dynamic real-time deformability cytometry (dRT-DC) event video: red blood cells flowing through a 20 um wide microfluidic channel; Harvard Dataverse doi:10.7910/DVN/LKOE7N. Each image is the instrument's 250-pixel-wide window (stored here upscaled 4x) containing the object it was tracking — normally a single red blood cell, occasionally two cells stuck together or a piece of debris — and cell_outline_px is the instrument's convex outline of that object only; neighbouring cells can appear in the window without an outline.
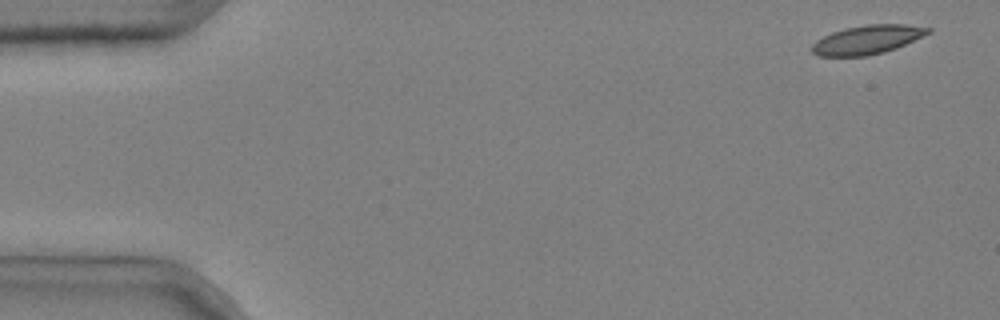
{"species": "common noctule bat (a hibernating species)", "species_latin": "Nyctalus noctula", "temperature_condition": "cold", "stored_images_in_passage": 6, "camera_frame_rate_fps": 3000, "um_per_image_px": 0.085, "animal": {"sex": "male", "body_mass_g": 20.4}, "frame": {"image": 1, "passage_image": 1, "time_ms": 0.0, "image_size_px": [1000, 320], "cell_outline_px": [[932, 32], [896, 48], [884, 52], [864, 56], [820, 56], [812, 52], [812, 44], [816, 40], [832, 32], [844, 28], [868, 24], [908, 24], [932, 28]], "centroid_in_image_um": [73.74, 3.36], "position_along_channel_um": 11.3, "area_um2": 19.54}}
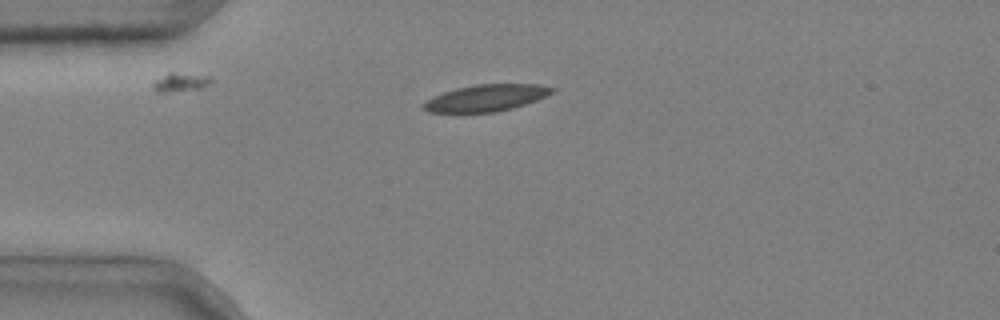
{"frame": {"image": 2, "passage_image": 4, "time_ms": 1.0, "image_size_px": [1000, 320], "cell_outline_px": [[556, 88], [552, 92], [536, 100], [512, 108], [496, 112], [428, 112], [420, 108], [420, 104], [444, 92], [456, 88], [476, 84], [540, 84]], "centroid_in_image_um": [41.29, 8.32], "position_along_channel_um": 43.7, "area_um2": 19.83}}